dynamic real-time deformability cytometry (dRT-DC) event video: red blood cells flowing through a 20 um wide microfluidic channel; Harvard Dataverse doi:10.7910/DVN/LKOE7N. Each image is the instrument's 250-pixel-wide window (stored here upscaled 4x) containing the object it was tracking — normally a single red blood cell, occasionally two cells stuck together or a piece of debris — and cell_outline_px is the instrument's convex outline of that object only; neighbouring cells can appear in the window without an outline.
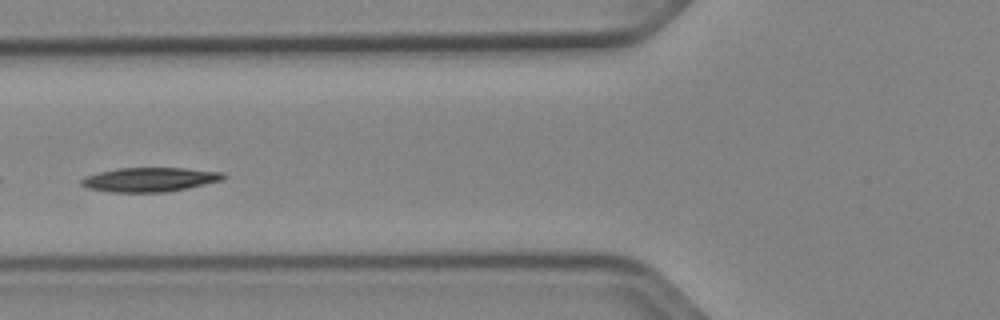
{"species": "Egyptian fruit bat (a non-hibernating species)", "species_latin": "Rousettus aegyptiacus", "temperature_condition": "cold", "stored_images_in_passage": 52, "camera_frame_rate_fps": 3000, "um_per_image_px": 0.085, "animal": {"sex": "female"}, "frame": {"image": 1, "passage_image": 20, "time_ms": 6.333, "image_size_px": [1000, 320], "cell_outline_px": [[228, 176], [224, 180], [188, 188], [164, 192], [112, 192], [88, 188], [80, 184], [80, 180], [88, 176], [100, 172], [116, 168], [184, 168], [224, 172]], "centroid_in_image_um": [12.79, 15.26], "position_along_channel_um": 113.0, "area_um2": 20.06}}
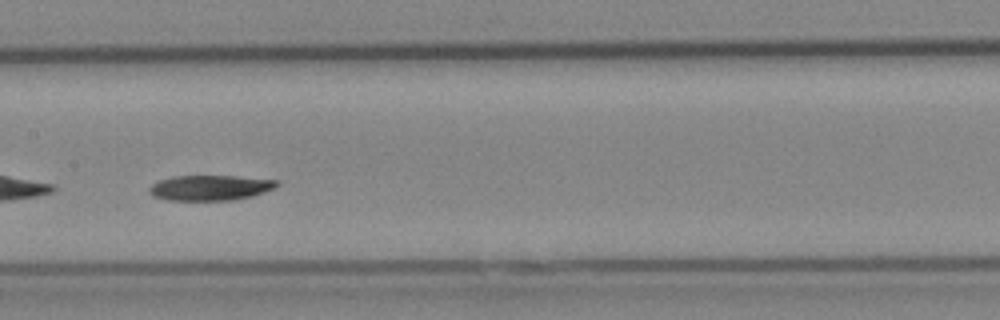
{"frame": {"image": 2, "passage_image": 26, "time_ms": 8.333, "image_size_px": [1000, 320], "cell_outline_px": [[280, 184], [276, 188], [252, 196], [232, 200], [168, 200], [152, 196], [148, 192], [148, 188], [152, 184], [160, 180], [172, 176], [236, 176], [280, 180]], "centroid_in_image_um": [17.88, 15.95], "position_along_channel_um": 189.5, "area_um2": 18.96}}
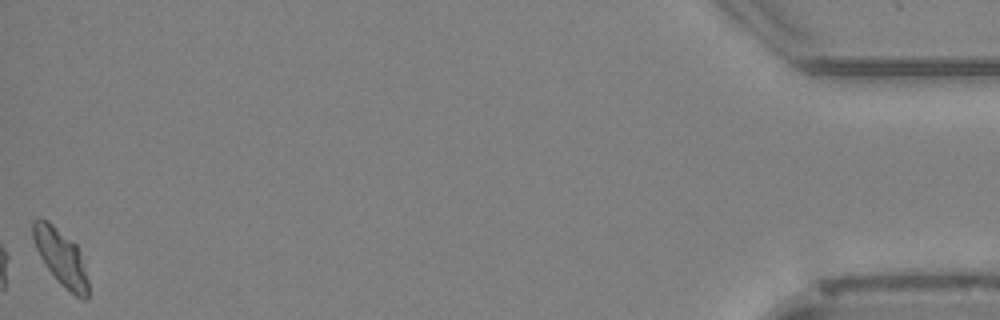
{"frame": {"image": 3, "passage_image": 52, "time_ms": 17.0, "image_size_px": [1000, 320], "cell_outline_px": [[88, 300], [84, 300], [76, 296], [60, 284], [56, 280], [40, 256], [36, 248], [32, 236], [32, 220], [48, 220], [76, 244], [80, 252], [88, 280]], "centroid_in_image_um": [5.19, 21.89], "position_along_channel_um": 430.0, "area_um2": 17.92}, "authors_computed_cell_mechanics": {"area_um2": 19.5075, "velocity_mm_per_s": 3.8325, "shape_relaxation_time_tau1_ms": 4.7046, "shape_relaxation_time_tau2_ms": null, "deformation_change_tau1": 0.1445, "deformation_change_tau2": null}}